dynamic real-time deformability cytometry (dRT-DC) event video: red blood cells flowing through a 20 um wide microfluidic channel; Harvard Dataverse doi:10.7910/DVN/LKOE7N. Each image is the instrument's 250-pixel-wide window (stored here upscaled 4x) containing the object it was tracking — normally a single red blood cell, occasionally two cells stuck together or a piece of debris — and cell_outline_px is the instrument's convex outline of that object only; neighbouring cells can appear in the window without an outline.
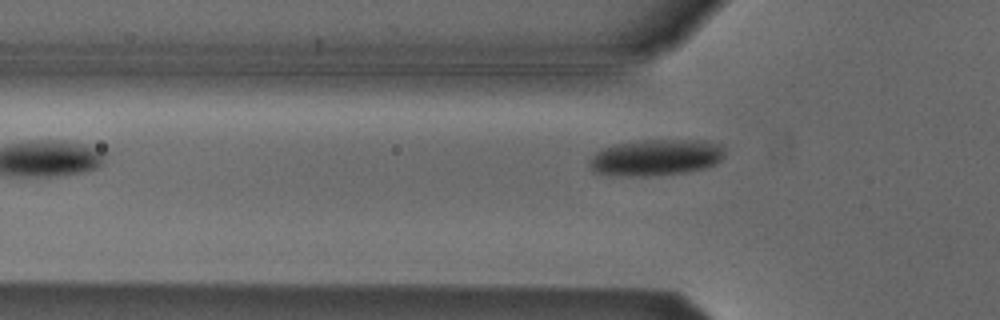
{"species": "Egyptian fruit bat (a non-hibernating species)", "species_latin": "Rousettus aegyptiacus", "temperature_condition": "cold", "stored_images_in_passage": 5, "camera_frame_rate_fps": 3000, "um_per_image_px": 0.085, "animal": {"sex": "male"}, "frame": {"image": 1, "passage_image": 5, "time_ms": 1.333, "image_size_px": [1000, 320], "cell_outline_px": [[724, 156], [716, 164], [704, 168], [684, 172], [648, 176], [628, 176], [592, 172], [588, 164], [592, 156], [596, 152], [604, 148], [616, 144], [644, 140], [708, 140], [720, 144], [724, 148]], "centroid_in_image_um": [55.77, 13.38], "position_along_channel_um": 70.0, "area_um2": 28.61}}